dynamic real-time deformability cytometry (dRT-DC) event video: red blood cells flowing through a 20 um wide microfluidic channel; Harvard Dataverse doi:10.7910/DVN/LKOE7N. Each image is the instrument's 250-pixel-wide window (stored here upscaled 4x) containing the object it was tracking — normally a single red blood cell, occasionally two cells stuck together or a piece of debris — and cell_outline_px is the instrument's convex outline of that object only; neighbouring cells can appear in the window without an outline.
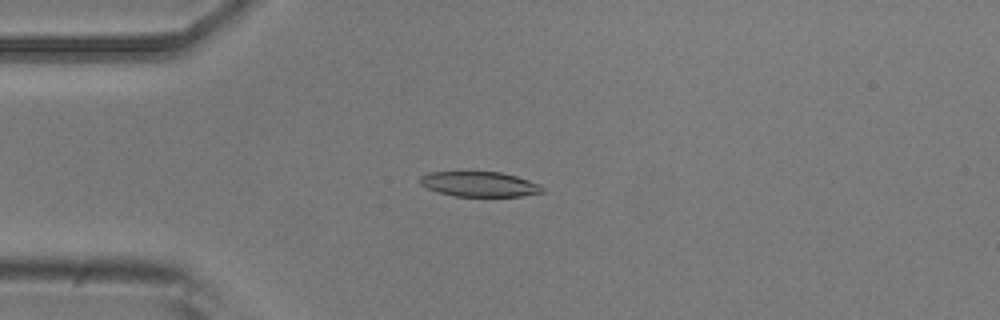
{"species": "common noctule bat (a hibernating species)", "species_latin": "Nyctalus noctula", "temperature_condition": "room temperature", "stored_images_in_passage": 52, "camera_frame_rate_fps": 3000, "um_per_image_px": 0.085, "animal": {"sex": "male", "body_mass_g": 20.5, "forearm_length_mm": 52.5}, "frame": {"image": 1, "passage_image": 13, "time_ms": 4.0, "image_size_px": [1000, 320], "cell_outline_px": [[544, 192], [520, 196], [456, 196], [436, 192], [420, 184], [420, 176], [428, 172], [500, 172], [516, 176], [540, 184], [544, 188]], "centroid_in_image_um": [40.75, 15.65], "position_along_channel_um": 44.3, "area_um2": 17.8}}
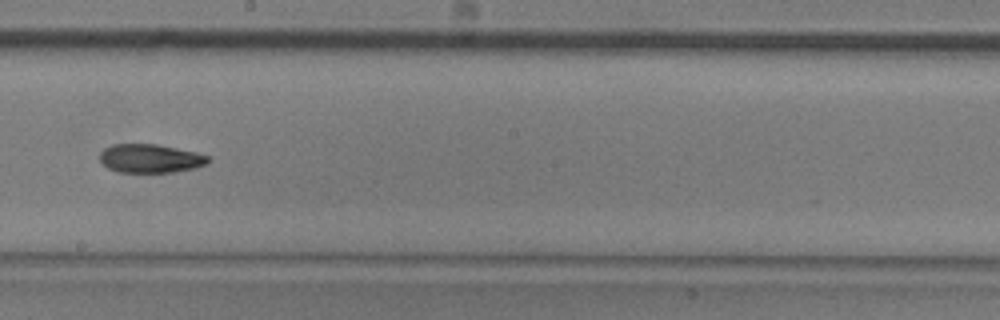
{"frame": {"image": 2, "passage_image": 29, "time_ms": 9.333, "image_size_px": [1000, 320], "cell_outline_px": [[208, 164], [196, 168], [172, 172], [116, 172], [108, 168], [100, 160], [100, 152], [104, 148], [112, 144], [156, 144], [196, 152], [208, 156]], "centroid_in_image_um": [12.76, 13.47], "position_along_channel_um": 235.4, "area_um2": 18.09}}
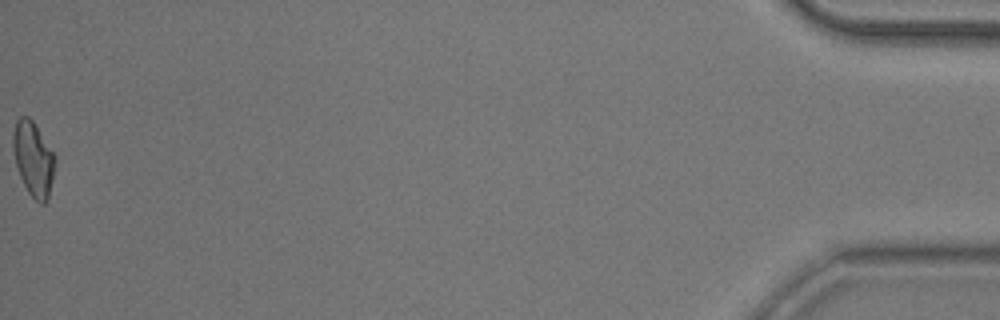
{"frame": {"image": 3, "passage_image": 52, "time_ms": 17.0, "image_size_px": [1000, 320], "cell_outline_px": [[56, 160], [48, 200], [44, 204], [40, 204], [28, 192], [20, 176], [16, 164], [12, 148], [12, 132], [16, 120], [20, 116], [28, 116], [32, 120], [56, 156]], "centroid_in_image_um": [2.83, 13.49], "position_along_channel_um": 432.4, "area_um2": 18.26}, "authors_computed_cell_mechanics": {"area_um2": 18.4093, "velocity_mm_per_s": 3.9005, "shape_relaxation_time_tau1_ms": 4.6319, "shape_relaxation_time_tau2_ms": 8.7306, "deformation_change_tau1": 0.1552, "deformation_change_tau2": 0.1811}}